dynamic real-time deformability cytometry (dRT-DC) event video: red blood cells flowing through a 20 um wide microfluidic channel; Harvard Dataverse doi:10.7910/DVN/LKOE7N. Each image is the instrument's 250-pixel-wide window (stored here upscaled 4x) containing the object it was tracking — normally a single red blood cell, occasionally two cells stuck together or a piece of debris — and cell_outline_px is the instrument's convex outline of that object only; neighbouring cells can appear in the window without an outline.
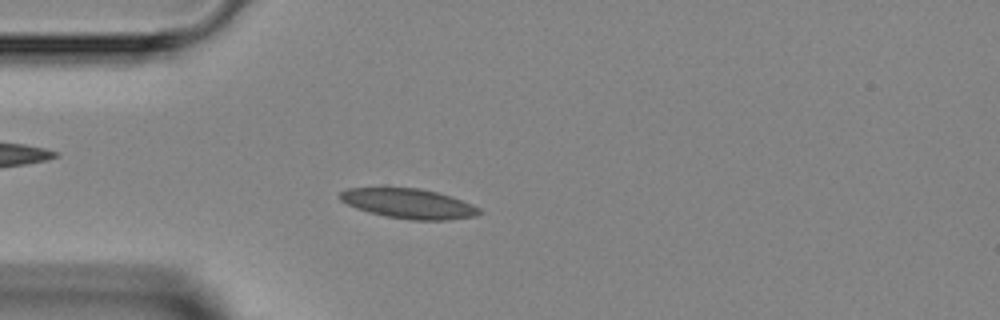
{"species": "Egyptian fruit bat (a non-hibernating species)", "species_latin": "Rousettus aegyptiacus", "temperature_condition": "room temperature", "stored_images_in_passage": 3, "camera_frame_rate_fps": 3000, "um_per_image_px": 0.085, "animal": {"sex": "female"}, "frame": {"image": 1, "passage_image": 3, "time_ms": 2.333, "image_size_px": [1000, 320], "cell_outline_px": [[484, 212], [476, 216], [448, 220], [412, 220], [388, 216], [368, 212], [356, 208], [340, 200], [336, 196], [340, 192], [348, 188], [420, 188], [452, 196], [472, 204], [480, 208]], "centroid_in_image_um": [34.76, 17.3], "position_along_channel_um": 50.2, "area_um2": 24.28}}